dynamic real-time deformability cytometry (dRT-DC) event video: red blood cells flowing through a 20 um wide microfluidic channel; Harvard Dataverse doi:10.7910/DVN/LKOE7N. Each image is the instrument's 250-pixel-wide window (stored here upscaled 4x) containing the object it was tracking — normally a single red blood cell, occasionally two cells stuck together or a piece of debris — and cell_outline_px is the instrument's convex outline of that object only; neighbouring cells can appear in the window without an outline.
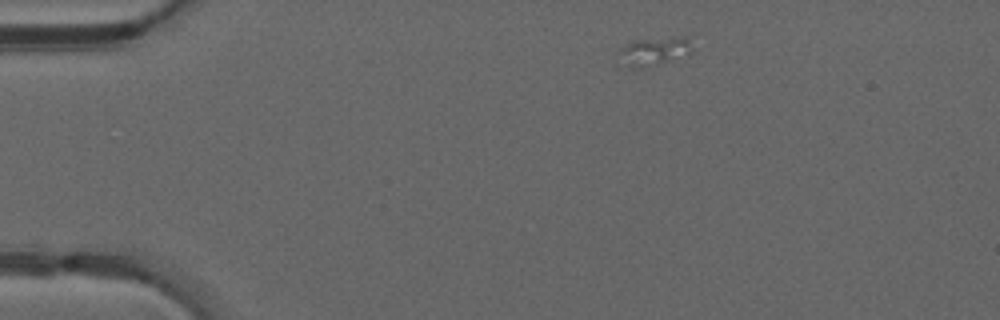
{"species": "common noctule bat (a hibernating species)", "species_latin": "Nyctalus noctula", "temperature_condition": "warm", "stored_images_in_passage": 8, "camera_frame_rate_fps": 3000, "um_per_image_px": 0.085, "animal": {"sex": "male", "forearm_length_mm": 52.5}, "frame": {"image": 1, "passage_image": 2, "time_ms": 0.333, "image_size_px": [1000, 320], "cell_outline_px": [[692, 52], [640, 68], [632, 68], [628, 64], [624, 52], [624, 44], [632, 40], [684, 36], [688, 36], [692, 48]], "centroid_in_image_um": [55.72, 4.28], "position_along_channel_um": 29.3, "area_um2": 11.1}}